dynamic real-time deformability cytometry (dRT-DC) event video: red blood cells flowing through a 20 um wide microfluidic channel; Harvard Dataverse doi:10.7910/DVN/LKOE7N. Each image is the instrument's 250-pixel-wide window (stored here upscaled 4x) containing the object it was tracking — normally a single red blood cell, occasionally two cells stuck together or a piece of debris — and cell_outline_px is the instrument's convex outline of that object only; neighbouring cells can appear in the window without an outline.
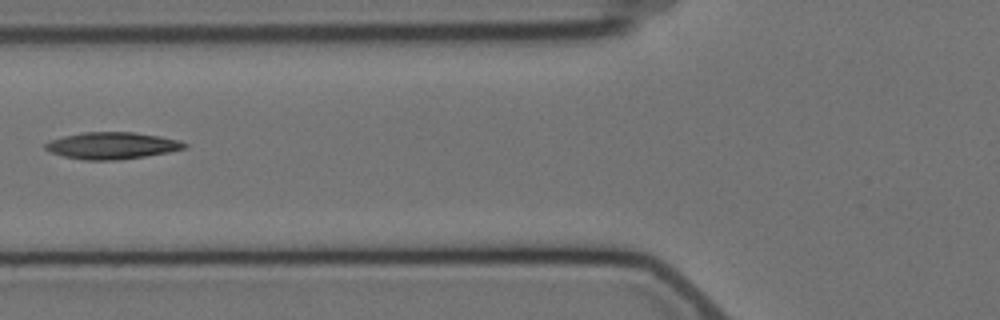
{"species": "Egyptian fruit bat (a non-hibernating species)", "species_latin": "Rousettus aegyptiacus", "temperature_condition": "cold", "stored_images_in_passage": 7, "camera_frame_rate_fps": 3000, "um_per_image_px": 0.085, "animal": {"sex": "female"}, "frame": {"image": 1, "passage_image": 4, "time_ms": 3.667, "image_size_px": [1000, 320], "cell_outline_px": [[188, 144], [184, 148], [168, 152], [120, 160], [84, 160], [64, 156], [48, 152], [44, 148], [44, 144], [52, 140], [64, 136], [84, 132], [136, 132], [160, 136], [180, 140]], "centroid_in_image_um": [9.51, 12.37], "position_along_channel_um": 116.3, "area_um2": 21.73}}
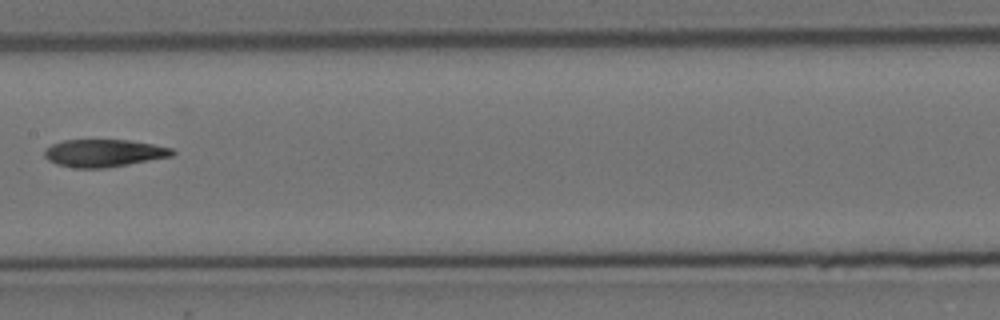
{"frame": {"image": 2, "passage_image": 6, "time_ms": 6.0, "image_size_px": [1000, 320], "cell_outline_px": [[176, 152], [172, 156], [128, 164], [104, 168], [76, 168], [56, 164], [48, 160], [44, 156], [44, 148], [52, 144], [64, 140], [128, 140], [152, 144], [172, 148]], "centroid_in_image_um": [8.8, 13.01], "position_along_channel_um": 198.6, "area_um2": 20.46}}
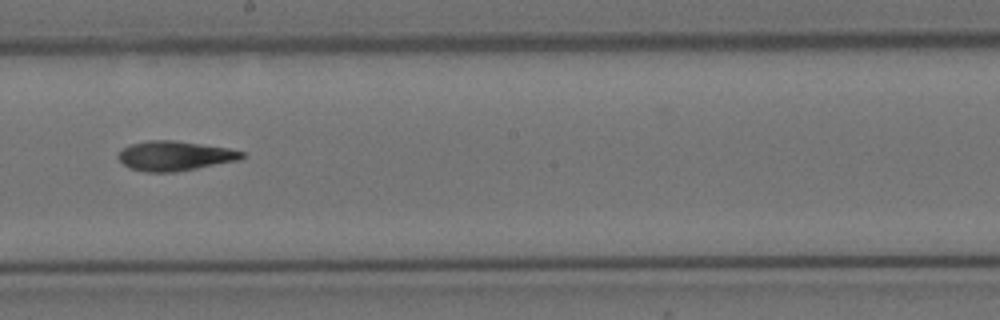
{"frame": {"image": 3, "passage_image": 7, "time_ms": 7.0, "image_size_px": [1000, 320], "cell_outline_px": [[244, 156], [240, 160], [176, 172], [144, 172], [128, 168], [116, 156], [124, 148], [132, 144], [148, 140], [176, 140], [228, 148], [244, 152]], "centroid_in_image_um": [14.86, 13.25], "position_along_channel_um": 233.3, "area_um2": 21.39}}